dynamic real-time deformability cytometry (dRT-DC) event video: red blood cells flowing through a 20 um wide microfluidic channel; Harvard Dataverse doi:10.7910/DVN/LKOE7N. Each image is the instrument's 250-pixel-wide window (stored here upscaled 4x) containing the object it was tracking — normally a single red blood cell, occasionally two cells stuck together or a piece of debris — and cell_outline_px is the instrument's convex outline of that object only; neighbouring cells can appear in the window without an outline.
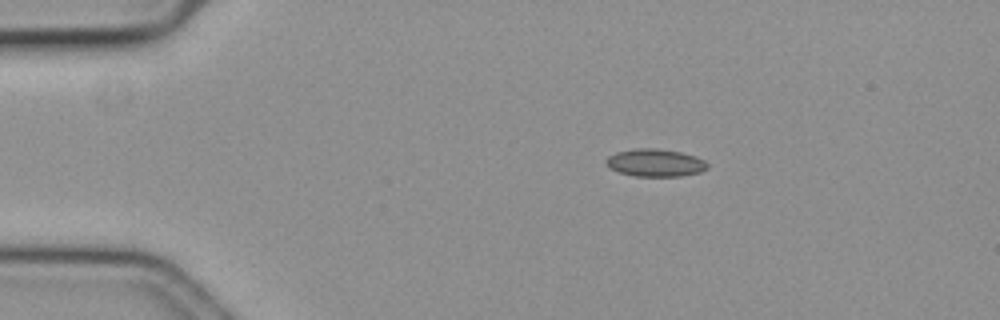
{"species": "common noctule bat (a hibernating species)", "species_latin": "Nyctalus noctula", "temperature_condition": "cold", "stored_images_in_passage": 7, "camera_frame_rate_fps": 3000, "um_per_image_px": 0.085, "animal": {"sex": "female", "body_mass_g": 19.3, "forearm_length_mm": 54.1}, "frame": {"image": 1, "passage_image": 1, "time_ms": 0.0, "image_size_px": [1000, 320], "cell_outline_px": [[708, 168], [700, 172], [680, 176], [636, 176], [620, 172], [604, 164], [604, 160], [608, 156], [616, 152], [636, 148], [656, 148], [680, 152], [696, 156], [704, 160], [708, 164]], "centroid_in_image_um": [55.69, 13.83], "position_along_channel_um": 29.3, "area_um2": 16.3}}